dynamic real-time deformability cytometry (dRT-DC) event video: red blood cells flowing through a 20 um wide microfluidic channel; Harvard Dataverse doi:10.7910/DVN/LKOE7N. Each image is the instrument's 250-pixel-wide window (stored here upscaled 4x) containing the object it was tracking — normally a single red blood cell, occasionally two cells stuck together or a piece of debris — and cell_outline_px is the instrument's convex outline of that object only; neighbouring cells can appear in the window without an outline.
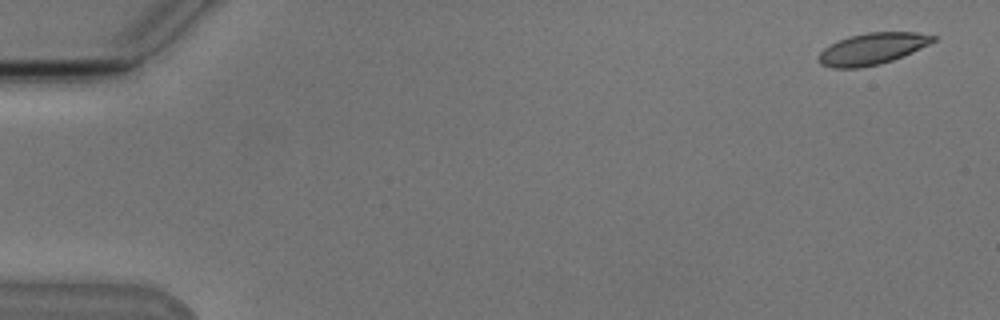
{"species": "Egyptian fruit bat (a non-hibernating species)", "species_latin": "Rousettus aegyptiacus", "temperature_condition": "cold", "stored_images_in_passage": 14, "camera_frame_rate_fps": 3000, "um_per_image_px": 0.085, "animal": {"sex": "male"}, "frame": {"image": 1, "passage_image": 1, "time_ms": 0.0, "image_size_px": [1000, 320], "cell_outline_px": [[936, 40], [912, 52], [892, 60], [880, 64], [860, 68], [832, 68], [820, 64], [816, 56], [824, 48], [840, 40], [852, 36], [868, 32], [916, 32], [936, 36]], "centroid_in_image_um": [74.12, 4.16], "position_along_channel_um": 10.9, "area_um2": 20.87}}